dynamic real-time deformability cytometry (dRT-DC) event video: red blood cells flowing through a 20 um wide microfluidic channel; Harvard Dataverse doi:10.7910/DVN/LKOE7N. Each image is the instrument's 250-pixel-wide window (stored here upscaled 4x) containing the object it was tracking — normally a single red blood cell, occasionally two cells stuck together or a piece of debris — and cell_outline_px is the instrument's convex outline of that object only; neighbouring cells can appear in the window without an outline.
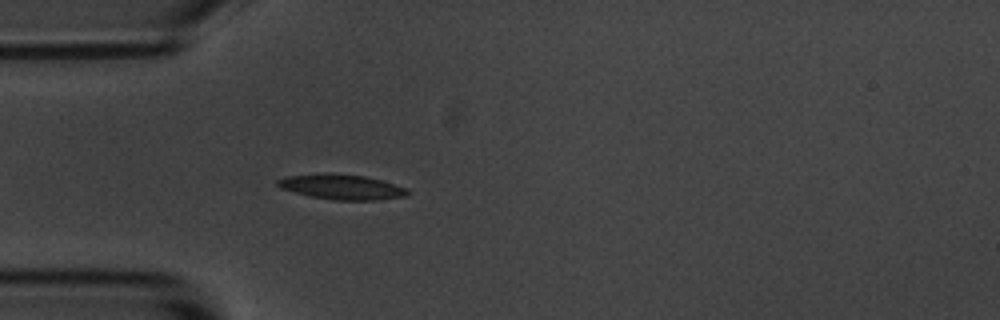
{"species": "common noctule bat (a hibernating species)", "species_latin": "Nyctalus noctula", "temperature_condition": "room temperature", "stored_images_in_passage": 3, "camera_frame_rate_fps": 3000, "um_per_image_px": 0.085, "animal": {"sex": "male", "body_mass_g": 20.1, "forearm_length_mm": 53.5}, "frame": {"image": 1, "passage_image": 3, "time_ms": 3.333, "image_size_px": [1000, 320], "cell_outline_px": [[408, 196], [376, 200], [332, 200], [312, 196], [280, 188], [276, 184], [276, 180], [284, 176], [316, 172], [328, 172], [364, 176], [380, 180], [404, 188], [408, 192]], "centroid_in_image_um": [28.95, 15.86], "position_along_channel_um": 56.0, "area_um2": 19.07}}